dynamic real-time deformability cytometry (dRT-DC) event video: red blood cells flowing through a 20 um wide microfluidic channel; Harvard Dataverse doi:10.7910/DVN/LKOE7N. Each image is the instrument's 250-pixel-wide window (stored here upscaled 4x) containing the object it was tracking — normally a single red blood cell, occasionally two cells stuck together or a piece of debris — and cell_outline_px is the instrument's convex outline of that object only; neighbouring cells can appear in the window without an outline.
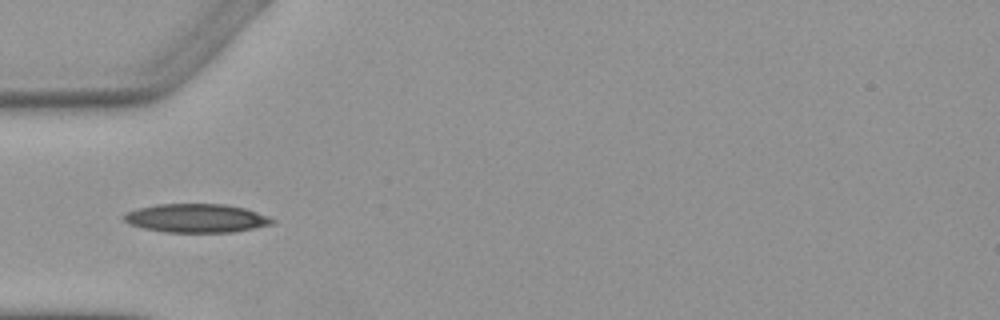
{"species": "Egyptian fruit bat (a non-hibernating species)", "species_latin": "Rousettus aegyptiacus", "temperature_condition": "warm", "stored_images_in_passage": 3, "camera_frame_rate_fps": 3000, "um_per_image_px": 0.085, "animal": {"sex": "female"}, "frame": {"image": 1, "passage_image": 3, "time_ms": 2.333, "image_size_px": [1000, 320], "cell_outline_px": [[276, 220], [272, 224], [232, 232], [164, 232], [144, 228], [128, 224], [124, 220], [124, 216], [128, 212], [136, 208], [156, 204], [224, 204], [244, 208], [268, 216]], "centroid_in_image_um": [16.67, 18.54], "position_along_channel_um": 68.3, "area_um2": 24.62}}